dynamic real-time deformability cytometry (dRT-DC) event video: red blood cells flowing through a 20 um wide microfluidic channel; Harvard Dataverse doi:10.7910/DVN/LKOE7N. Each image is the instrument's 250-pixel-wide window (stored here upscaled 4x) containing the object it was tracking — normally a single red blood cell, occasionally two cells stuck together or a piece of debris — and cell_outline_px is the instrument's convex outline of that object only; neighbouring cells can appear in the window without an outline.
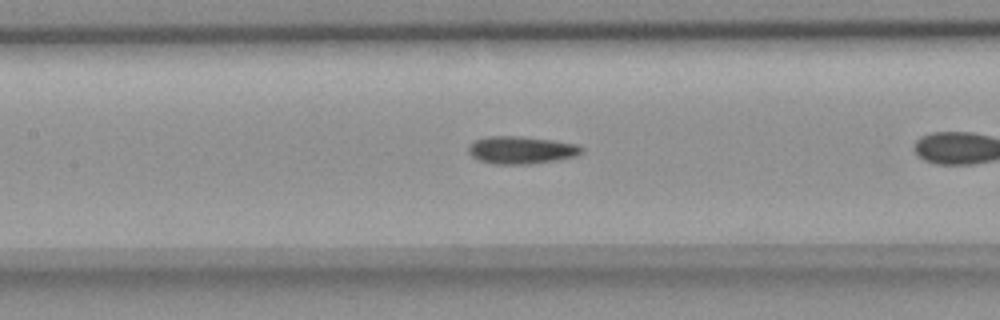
{"species": "common noctule bat (a hibernating species)", "species_latin": "Nyctalus noctula", "temperature_condition": "room temperature", "stored_images_in_passage": 36, "camera_frame_rate_fps": 3000, "um_per_image_px": 0.085, "animal": {"sex": "female", "body_mass_g": 18.4}, "frame": {"image": 1, "passage_image": 11, "time_ms": 3.333, "image_size_px": [1000, 320], "cell_outline_px": [[584, 152], [576, 156], [556, 160], [532, 164], [492, 164], [480, 160], [472, 156], [468, 152], [468, 144], [476, 140], [488, 136], [516, 136], [552, 140], [576, 144], [584, 148]], "centroid_in_image_um": [44.31, 12.76], "position_along_channel_um": 163.1, "area_um2": 18.21}}
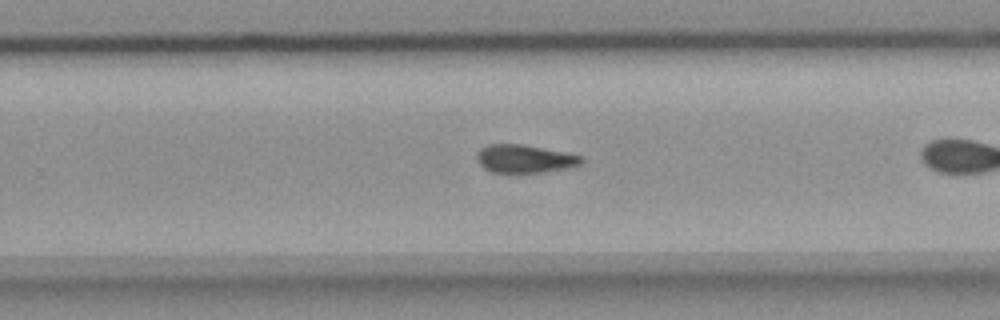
{"frame": {"image": 2, "passage_image": 21, "time_ms": 6.667, "image_size_px": [1000, 320], "cell_outline_px": [[584, 160], [580, 164], [568, 168], [544, 172], [492, 172], [484, 168], [476, 160], [476, 152], [480, 148], [488, 144], [520, 144], [564, 152], [584, 156]], "centroid_in_image_um": [44.58, 13.49], "position_along_channel_um": 285.2, "area_um2": 17.11}, "authors_computed_cell_mechanics": {"area_um2": 17.6579, "velocity_mm_per_s": 3.6799, "shape_relaxation_time_tau1_ms": 4.1814, "shape_relaxation_time_tau2_ms": null, "deformation_change_tau1": 0.1077, "deformation_change_tau2": null}}